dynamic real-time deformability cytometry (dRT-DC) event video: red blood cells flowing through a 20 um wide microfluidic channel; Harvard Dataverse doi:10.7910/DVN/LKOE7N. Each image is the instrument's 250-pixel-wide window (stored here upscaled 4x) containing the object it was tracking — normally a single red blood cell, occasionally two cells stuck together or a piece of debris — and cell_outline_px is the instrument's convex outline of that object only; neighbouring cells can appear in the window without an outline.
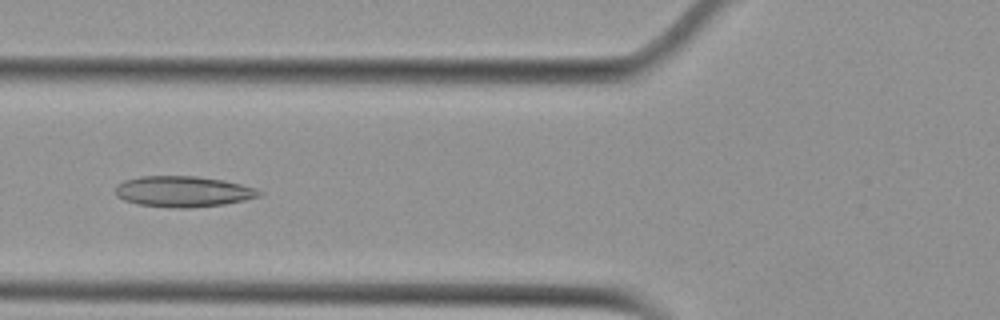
{"species": "Egyptian fruit bat (a non-hibernating species)", "species_latin": "Rousettus aegyptiacus", "temperature_condition": "cold", "stored_images_in_passage": 43, "camera_frame_rate_fps": 3000, "um_per_image_px": 0.085, "animal": {"sex": "female"}, "frame": {"image": 1, "passage_image": 13, "time_ms": 4.0, "image_size_px": [1000, 320], "cell_outline_px": [[264, 192], [260, 196], [244, 200], [224, 204], [188, 208], [172, 208], [136, 204], [124, 200], [116, 196], [116, 184], [124, 180], [140, 176], [196, 176], [224, 180], [256, 188]], "centroid_in_image_um": [15.55, 16.28], "position_along_channel_um": 110.3, "area_um2": 26.01}}
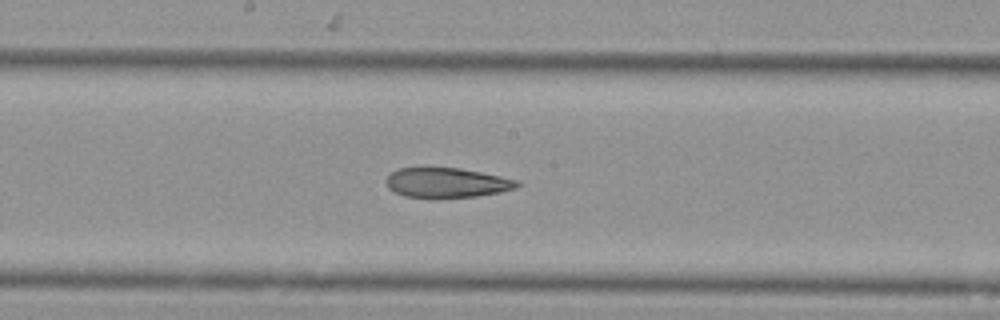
{"frame": {"image": 2, "passage_image": 21, "time_ms": 6.667, "image_size_px": [1000, 320], "cell_outline_px": [[520, 184], [516, 188], [500, 192], [476, 196], [404, 196], [388, 188], [384, 180], [396, 168], [420, 164], [460, 168], [520, 180]], "centroid_in_image_um": [37.91, 15.45], "position_along_channel_um": 210.3, "area_um2": 23.18}}
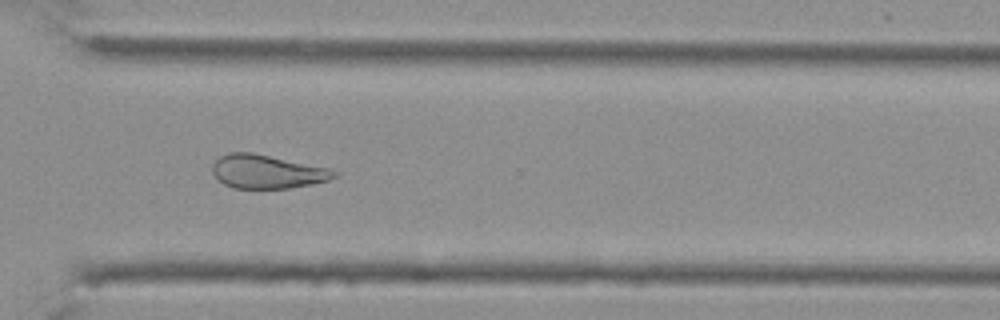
{"frame": {"image": 3, "passage_image": 32, "time_ms": 10.333, "image_size_px": [1000, 320], "cell_outline_px": [[340, 176], [328, 180], [312, 184], [288, 188], [232, 188], [224, 184], [212, 172], [212, 164], [220, 156], [228, 152], [252, 152], [328, 168], [340, 172]], "centroid_in_image_um": [22.72, 14.58], "position_along_channel_um": 347.9, "area_um2": 23.87}, "authors_computed_cell_mechanics": {"area_um2": 25.0274, "velocity_mm_per_s": 3.7533, "shape_relaxation_time_tau1_ms": null, "shape_relaxation_time_tau2_ms": 4.1767, "deformation_change_tau1": null, "deformation_change_tau2": 0.1231}}